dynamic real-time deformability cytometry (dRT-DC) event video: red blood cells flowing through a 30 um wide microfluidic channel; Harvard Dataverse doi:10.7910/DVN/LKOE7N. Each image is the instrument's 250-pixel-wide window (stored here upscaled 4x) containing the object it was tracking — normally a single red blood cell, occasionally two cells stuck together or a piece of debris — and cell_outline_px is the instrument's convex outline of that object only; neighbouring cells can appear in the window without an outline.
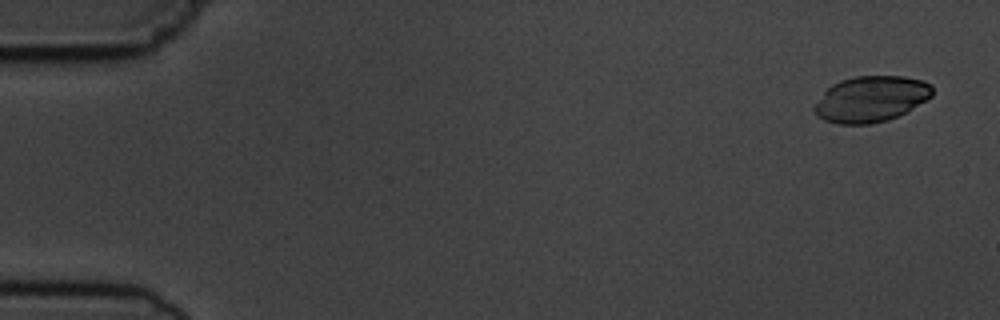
{"species": "common noctule bat (a hibernating species)", "species_latin": "Nyctalus noctula", "temperature_condition": "cold", "stored_images_in_passage": 4, "camera_frame_rate_fps": 3000, "um_per_image_px": 0.085, "animal": {"sex": "male", "body_mass_g": 19.5, "forearm_length_mm": 54.6}, "frame": {"image": 1, "passage_image": 1, "time_ms": 0.0, "image_size_px": [1000, 320], "cell_outline_px": [[932, 96], [912, 108], [888, 120], [872, 124], [840, 124], [824, 120], [816, 116], [812, 108], [824, 92], [832, 84], [840, 80], [856, 76], [904, 76], [924, 80], [932, 84]], "centroid_in_image_um": [74.02, 8.41], "position_along_channel_um": 11.0, "area_um2": 31.56}}